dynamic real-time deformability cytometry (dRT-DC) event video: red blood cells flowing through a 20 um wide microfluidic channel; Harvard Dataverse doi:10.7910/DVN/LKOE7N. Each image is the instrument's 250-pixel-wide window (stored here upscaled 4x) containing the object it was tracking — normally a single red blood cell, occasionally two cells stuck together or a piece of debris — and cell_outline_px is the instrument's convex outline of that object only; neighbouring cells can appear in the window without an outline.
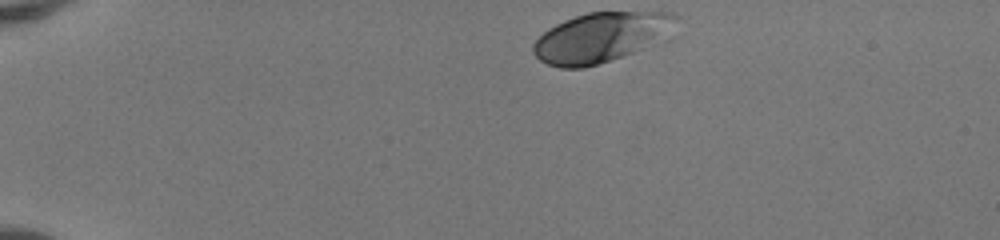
{"species": "human", "species_latin": "Homo sapiens", "temperature_condition": "room temperature", "stored_images_in_passage": 41, "camera_frame_rate_fps": 3000, "um_per_image_px": 0.085, "donor": {"sex": "female"}, "frame": {"image": 1, "passage_image": 1, "time_ms": 0.0, "image_size_px": [1000, 240], "cell_outline_px": [[680, 16], [676, 36], [672, 40], [624, 56], [584, 68], [560, 68], [548, 64], [540, 60], [532, 52], [532, 44], [548, 28], [564, 20], [588, 12], [672, 12]], "centroid_in_image_um": [51.28, 3.17], "position_along_channel_um": 33.7, "area_um2": 42.95}}
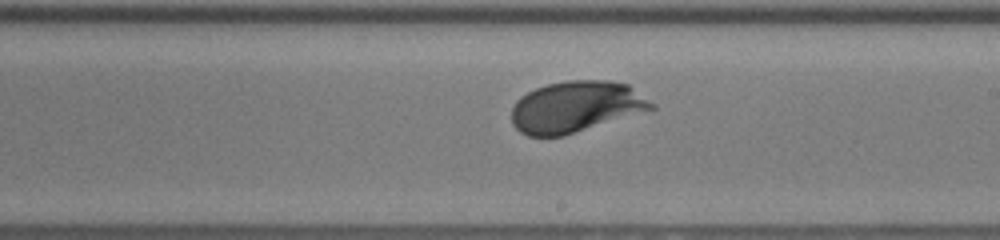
{"frame": {"image": 2, "passage_image": 22, "time_ms": 7.0, "image_size_px": [1000, 240], "cell_outline_px": [[656, 108], [564, 136], [528, 136], [520, 132], [512, 124], [512, 108], [516, 100], [520, 96], [536, 88], [548, 84], [564, 80], [608, 80], [628, 84], [656, 104]], "centroid_in_image_um": [48.95, 9.07], "position_along_channel_um": 240.0, "area_um2": 41.91}}
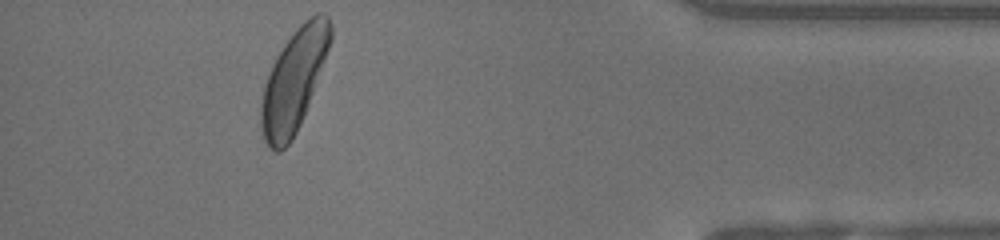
{"frame": {"image": 3, "passage_image": 37, "time_ms": 12.0, "image_size_px": [1000, 240], "cell_outline_px": [[332, 40], [308, 104], [300, 124], [292, 140], [280, 152], [276, 152], [268, 148], [264, 140], [260, 128], [260, 104], [264, 88], [272, 64], [276, 56], [284, 44], [296, 28], [304, 20], [316, 12], [324, 12], [328, 16], [332, 24]], "centroid_in_image_um": [24.97, 6.83], "position_along_channel_um": 410.2, "area_um2": 41.1}, "authors_computed_cell_mechanics": {"area_um2": 40.6912, "velocity_mm_per_s": 4.1098, "shape_relaxation_time_tau1_ms": 1.7543, "shape_relaxation_time_tau2_ms": null, "deformation_change_tau1": 0.1288, "deformation_change_tau2": null}}